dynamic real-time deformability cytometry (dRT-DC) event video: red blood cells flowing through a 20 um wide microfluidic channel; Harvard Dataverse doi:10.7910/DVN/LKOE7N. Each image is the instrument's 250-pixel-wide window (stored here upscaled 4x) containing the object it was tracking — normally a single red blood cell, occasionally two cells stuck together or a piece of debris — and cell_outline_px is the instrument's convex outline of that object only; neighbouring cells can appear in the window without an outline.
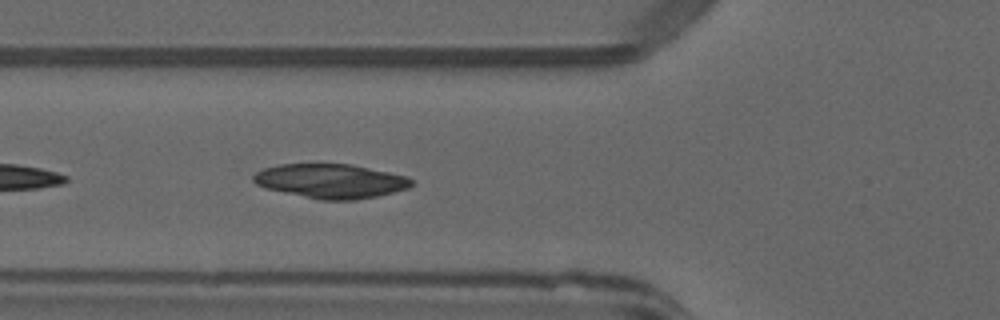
{"species": "common noctule bat (a hibernating species)", "species_latin": "Nyctalus noctula", "temperature_condition": "warm", "stored_images_in_passage": 6, "camera_frame_rate_fps": 3000, "um_per_image_px": 0.085, "animal": {"sex": "male", "forearm_length_mm": 52.5}, "frame": {"image": 1, "passage_image": 3, "time_ms": 0.667, "image_size_px": [1000, 320], "cell_outline_px": [[412, 184], [408, 188], [376, 196], [356, 200], [320, 200], [264, 188], [256, 184], [252, 180], [252, 176], [256, 172], [264, 168], [280, 164], [348, 164], [408, 176], [412, 180]], "centroid_in_image_um": [28.07, 15.39], "position_along_channel_um": 97.7, "area_um2": 31.44}}